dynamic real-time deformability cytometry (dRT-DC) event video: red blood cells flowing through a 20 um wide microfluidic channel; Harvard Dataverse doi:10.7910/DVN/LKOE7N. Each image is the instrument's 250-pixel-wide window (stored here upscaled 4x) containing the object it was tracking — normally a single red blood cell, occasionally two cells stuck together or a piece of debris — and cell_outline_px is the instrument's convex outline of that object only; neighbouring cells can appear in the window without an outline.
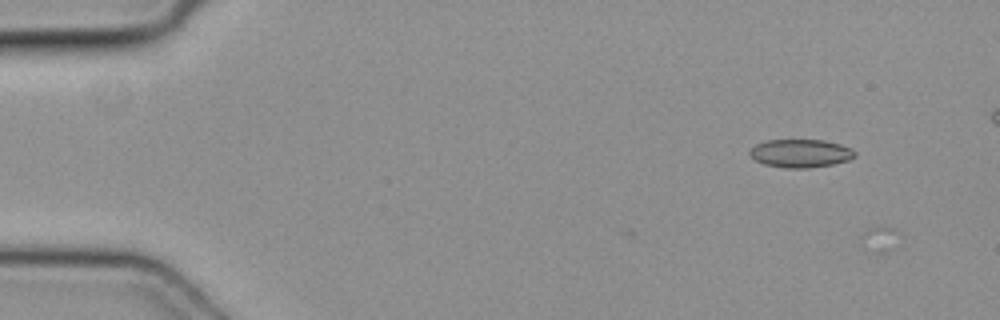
{"species": "common noctule bat (a hibernating species)", "species_latin": "Nyctalus noctula", "temperature_condition": "cold", "stored_images_in_passage": 6, "camera_frame_rate_fps": 3000, "um_per_image_px": 0.085, "animal": {"sex": "female", "body_mass_g": 19.3, "forearm_length_mm": 54.1}, "frame": {"image": 1, "passage_image": 4, "time_ms": 1.0, "image_size_px": [1000, 320], "cell_outline_px": [[856, 156], [848, 160], [832, 164], [808, 168], [784, 168], [764, 164], [756, 160], [748, 152], [748, 148], [764, 140], [824, 140], [840, 144], [856, 152]], "centroid_in_image_um": [68.0, 13.03], "position_along_channel_um": 17.0, "area_um2": 17.28}}